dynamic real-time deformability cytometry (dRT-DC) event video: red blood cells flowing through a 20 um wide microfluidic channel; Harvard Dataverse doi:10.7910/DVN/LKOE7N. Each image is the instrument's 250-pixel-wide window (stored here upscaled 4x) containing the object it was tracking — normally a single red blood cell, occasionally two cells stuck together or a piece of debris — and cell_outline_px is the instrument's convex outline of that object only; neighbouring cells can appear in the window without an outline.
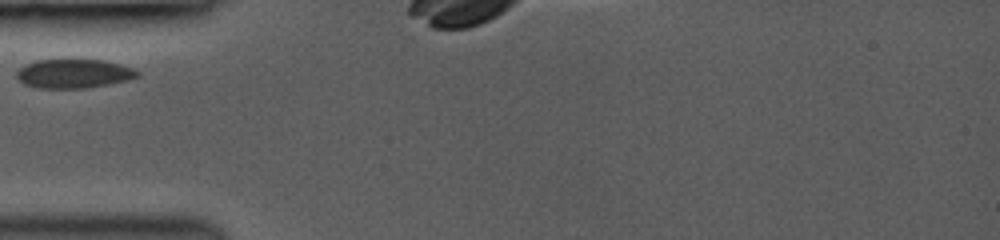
{"species": "common noctule bat (a hibernating species)", "species_latin": "Nyctalus noctula", "temperature_condition": "room temperature", "stored_images_in_passage": 5, "camera_frame_rate_fps": 3000, "um_per_image_px": 0.085, "animal": {"sex": "female", "body_mass_g": 19.0, "forearm_length_mm": 53.3}, "frame": {"image": 1, "passage_image": 1, "time_ms": 0.0, "image_size_px": [1000, 240], "cell_outline_px": [[140, 76], [128, 80], [108, 84], [84, 88], [36, 88], [24, 84], [16, 76], [16, 72], [24, 64], [36, 60], [104, 60], [120, 64], [132, 68], [140, 72]], "centroid_in_image_um": [6.26, 6.26], "position_along_channel_um": 78.7, "area_um2": 20.4}}
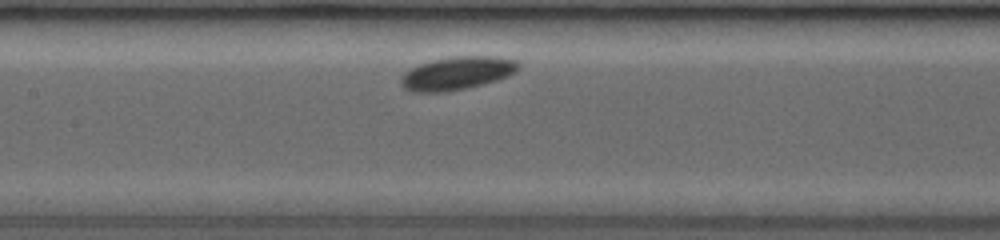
{"frame": {"image": 2, "passage_image": 4, "time_ms": 2.333, "image_size_px": [1000, 240], "cell_outline_px": [[520, 68], [516, 72], [508, 76], [484, 84], [468, 88], [444, 92], [412, 92], [404, 88], [400, 84], [400, 76], [408, 68], [432, 60], [448, 56], [496, 56], [516, 60], [520, 64]], "centroid_in_image_um": [38.83, 6.22], "position_along_channel_um": 168.6, "area_um2": 23.12}}